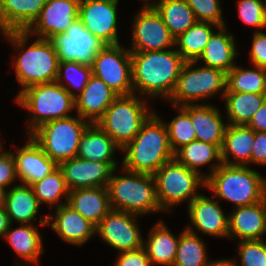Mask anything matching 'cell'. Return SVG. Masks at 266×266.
<instances>
[{"label":"cell","mask_w":266,"mask_h":266,"mask_svg":"<svg viewBox=\"0 0 266 266\" xmlns=\"http://www.w3.org/2000/svg\"><path fill=\"white\" fill-rule=\"evenodd\" d=\"M5 190L0 187V206H4Z\"/></svg>","instance_id":"obj_51"},{"label":"cell","mask_w":266,"mask_h":266,"mask_svg":"<svg viewBox=\"0 0 266 266\" xmlns=\"http://www.w3.org/2000/svg\"><path fill=\"white\" fill-rule=\"evenodd\" d=\"M59 62L73 61L92 66L97 54L107 45L93 35L77 18L64 33L50 39Z\"/></svg>","instance_id":"obj_12"},{"label":"cell","mask_w":266,"mask_h":266,"mask_svg":"<svg viewBox=\"0 0 266 266\" xmlns=\"http://www.w3.org/2000/svg\"><path fill=\"white\" fill-rule=\"evenodd\" d=\"M181 107L190 115L196 140L217 145L221 149L227 124H224L219 109L204 103Z\"/></svg>","instance_id":"obj_23"},{"label":"cell","mask_w":266,"mask_h":266,"mask_svg":"<svg viewBox=\"0 0 266 266\" xmlns=\"http://www.w3.org/2000/svg\"><path fill=\"white\" fill-rule=\"evenodd\" d=\"M117 162L90 161L75 157L59 164L67 188L70 190L107 187Z\"/></svg>","instance_id":"obj_16"},{"label":"cell","mask_w":266,"mask_h":266,"mask_svg":"<svg viewBox=\"0 0 266 266\" xmlns=\"http://www.w3.org/2000/svg\"><path fill=\"white\" fill-rule=\"evenodd\" d=\"M203 174V175H202ZM199 174L179 163L175 158L163 164L154 174L156 197L162 211H169L189 199L188 204L197 196L200 186L206 187L204 173Z\"/></svg>","instance_id":"obj_9"},{"label":"cell","mask_w":266,"mask_h":266,"mask_svg":"<svg viewBox=\"0 0 266 266\" xmlns=\"http://www.w3.org/2000/svg\"><path fill=\"white\" fill-rule=\"evenodd\" d=\"M131 52L167 50L175 47V38L170 34L161 16L153 7H143L133 22Z\"/></svg>","instance_id":"obj_13"},{"label":"cell","mask_w":266,"mask_h":266,"mask_svg":"<svg viewBox=\"0 0 266 266\" xmlns=\"http://www.w3.org/2000/svg\"><path fill=\"white\" fill-rule=\"evenodd\" d=\"M178 114L170 123H166L169 143L175 153L182 146L196 140V133L190 115L181 107H176Z\"/></svg>","instance_id":"obj_40"},{"label":"cell","mask_w":266,"mask_h":266,"mask_svg":"<svg viewBox=\"0 0 266 266\" xmlns=\"http://www.w3.org/2000/svg\"><path fill=\"white\" fill-rule=\"evenodd\" d=\"M92 74L118 96L133 94L131 51L120 44L106 45L96 56Z\"/></svg>","instance_id":"obj_11"},{"label":"cell","mask_w":266,"mask_h":266,"mask_svg":"<svg viewBox=\"0 0 266 266\" xmlns=\"http://www.w3.org/2000/svg\"><path fill=\"white\" fill-rule=\"evenodd\" d=\"M226 124L247 125L266 99V93L225 92Z\"/></svg>","instance_id":"obj_32"},{"label":"cell","mask_w":266,"mask_h":266,"mask_svg":"<svg viewBox=\"0 0 266 266\" xmlns=\"http://www.w3.org/2000/svg\"><path fill=\"white\" fill-rule=\"evenodd\" d=\"M196 61H186L180 71L175 89L170 97L173 107L193 104L221 92H226L227 73L222 70L200 66L195 68ZM194 68H193V67Z\"/></svg>","instance_id":"obj_10"},{"label":"cell","mask_w":266,"mask_h":266,"mask_svg":"<svg viewBox=\"0 0 266 266\" xmlns=\"http://www.w3.org/2000/svg\"><path fill=\"white\" fill-rule=\"evenodd\" d=\"M1 139V138H0ZM2 144H1V140H0V154H2L4 151L2 150Z\"/></svg>","instance_id":"obj_53"},{"label":"cell","mask_w":266,"mask_h":266,"mask_svg":"<svg viewBox=\"0 0 266 266\" xmlns=\"http://www.w3.org/2000/svg\"><path fill=\"white\" fill-rule=\"evenodd\" d=\"M63 70L65 73L64 75H63ZM92 75L93 74L91 66L73 61H64V62H59V67L55 82L60 84L71 95L76 97L77 94L74 93L70 87H74V89L77 88L80 91L79 93H81ZM63 78L68 83L69 87H67V83L64 84L62 82L64 80Z\"/></svg>","instance_id":"obj_39"},{"label":"cell","mask_w":266,"mask_h":266,"mask_svg":"<svg viewBox=\"0 0 266 266\" xmlns=\"http://www.w3.org/2000/svg\"><path fill=\"white\" fill-rule=\"evenodd\" d=\"M115 149L121 148L96 123L90 124L81 136L76 157L102 162L114 160Z\"/></svg>","instance_id":"obj_30"},{"label":"cell","mask_w":266,"mask_h":266,"mask_svg":"<svg viewBox=\"0 0 266 266\" xmlns=\"http://www.w3.org/2000/svg\"><path fill=\"white\" fill-rule=\"evenodd\" d=\"M45 3L46 0H0V32L26 31Z\"/></svg>","instance_id":"obj_25"},{"label":"cell","mask_w":266,"mask_h":266,"mask_svg":"<svg viewBox=\"0 0 266 266\" xmlns=\"http://www.w3.org/2000/svg\"><path fill=\"white\" fill-rule=\"evenodd\" d=\"M4 207L12 221L22 224H31L37 220L40 204L30 185H14L5 192Z\"/></svg>","instance_id":"obj_29"},{"label":"cell","mask_w":266,"mask_h":266,"mask_svg":"<svg viewBox=\"0 0 266 266\" xmlns=\"http://www.w3.org/2000/svg\"><path fill=\"white\" fill-rule=\"evenodd\" d=\"M220 0H185L192 9L197 21L211 22L218 26H225L222 17Z\"/></svg>","instance_id":"obj_42"},{"label":"cell","mask_w":266,"mask_h":266,"mask_svg":"<svg viewBox=\"0 0 266 266\" xmlns=\"http://www.w3.org/2000/svg\"><path fill=\"white\" fill-rule=\"evenodd\" d=\"M136 95L117 96L96 122L121 149L133 140L142 124L153 113L143 99Z\"/></svg>","instance_id":"obj_7"},{"label":"cell","mask_w":266,"mask_h":266,"mask_svg":"<svg viewBox=\"0 0 266 266\" xmlns=\"http://www.w3.org/2000/svg\"><path fill=\"white\" fill-rule=\"evenodd\" d=\"M145 1H147V3L145 5H143L144 7H152L155 3H157V0L151 4H148V0H145ZM158 1H160V0H158Z\"/></svg>","instance_id":"obj_52"},{"label":"cell","mask_w":266,"mask_h":266,"mask_svg":"<svg viewBox=\"0 0 266 266\" xmlns=\"http://www.w3.org/2000/svg\"><path fill=\"white\" fill-rule=\"evenodd\" d=\"M3 36L13 43L16 50L20 49V55L15 56L17 59L13 65L17 82L22 86L21 91L31 85L55 82L59 60L50 40L37 38L29 47H25L30 36L27 31H8Z\"/></svg>","instance_id":"obj_3"},{"label":"cell","mask_w":266,"mask_h":266,"mask_svg":"<svg viewBox=\"0 0 266 266\" xmlns=\"http://www.w3.org/2000/svg\"><path fill=\"white\" fill-rule=\"evenodd\" d=\"M212 27L219 28L211 22L197 21L175 39V45L179 46L176 50L185 61H196L200 57L214 32Z\"/></svg>","instance_id":"obj_35"},{"label":"cell","mask_w":266,"mask_h":266,"mask_svg":"<svg viewBox=\"0 0 266 266\" xmlns=\"http://www.w3.org/2000/svg\"><path fill=\"white\" fill-rule=\"evenodd\" d=\"M123 168L133 172L154 174L174 158L166 123L153 112L140 131L124 148Z\"/></svg>","instance_id":"obj_2"},{"label":"cell","mask_w":266,"mask_h":266,"mask_svg":"<svg viewBox=\"0 0 266 266\" xmlns=\"http://www.w3.org/2000/svg\"><path fill=\"white\" fill-rule=\"evenodd\" d=\"M67 204L95 226H97L112 209L107 187L70 190Z\"/></svg>","instance_id":"obj_24"},{"label":"cell","mask_w":266,"mask_h":266,"mask_svg":"<svg viewBox=\"0 0 266 266\" xmlns=\"http://www.w3.org/2000/svg\"><path fill=\"white\" fill-rule=\"evenodd\" d=\"M241 266H266V242L244 240L238 243Z\"/></svg>","instance_id":"obj_43"},{"label":"cell","mask_w":266,"mask_h":266,"mask_svg":"<svg viewBox=\"0 0 266 266\" xmlns=\"http://www.w3.org/2000/svg\"><path fill=\"white\" fill-rule=\"evenodd\" d=\"M117 96L104 81L92 75L83 91L75 97L76 112L91 124L96 123Z\"/></svg>","instance_id":"obj_22"},{"label":"cell","mask_w":266,"mask_h":266,"mask_svg":"<svg viewBox=\"0 0 266 266\" xmlns=\"http://www.w3.org/2000/svg\"><path fill=\"white\" fill-rule=\"evenodd\" d=\"M247 126L255 132H266V99Z\"/></svg>","instance_id":"obj_48"},{"label":"cell","mask_w":266,"mask_h":266,"mask_svg":"<svg viewBox=\"0 0 266 266\" xmlns=\"http://www.w3.org/2000/svg\"><path fill=\"white\" fill-rule=\"evenodd\" d=\"M119 0H80L79 16L83 25L107 45L119 44L117 4Z\"/></svg>","instance_id":"obj_15"},{"label":"cell","mask_w":266,"mask_h":266,"mask_svg":"<svg viewBox=\"0 0 266 266\" xmlns=\"http://www.w3.org/2000/svg\"><path fill=\"white\" fill-rule=\"evenodd\" d=\"M30 186L39 204L47 203L50 209L53 208L52 204L60 207L68 201L69 189L66 186L63 172L59 166L46 177L32 183ZM63 195L66 200L64 203L60 202Z\"/></svg>","instance_id":"obj_38"},{"label":"cell","mask_w":266,"mask_h":266,"mask_svg":"<svg viewBox=\"0 0 266 266\" xmlns=\"http://www.w3.org/2000/svg\"><path fill=\"white\" fill-rule=\"evenodd\" d=\"M17 178L13 152L4 150L0 154V187L7 191L6 186L11 185Z\"/></svg>","instance_id":"obj_44"},{"label":"cell","mask_w":266,"mask_h":266,"mask_svg":"<svg viewBox=\"0 0 266 266\" xmlns=\"http://www.w3.org/2000/svg\"><path fill=\"white\" fill-rule=\"evenodd\" d=\"M249 58L253 66L266 69V33L259 30L254 33Z\"/></svg>","instance_id":"obj_45"},{"label":"cell","mask_w":266,"mask_h":266,"mask_svg":"<svg viewBox=\"0 0 266 266\" xmlns=\"http://www.w3.org/2000/svg\"><path fill=\"white\" fill-rule=\"evenodd\" d=\"M226 92L266 93V69H246L236 64L227 73Z\"/></svg>","instance_id":"obj_37"},{"label":"cell","mask_w":266,"mask_h":266,"mask_svg":"<svg viewBox=\"0 0 266 266\" xmlns=\"http://www.w3.org/2000/svg\"><path fill=\"white\" fill-rule=\"evenodd\" d=\"M11 222L7 215L6 209L4 206H0V237H4L6 231L10 227Z\"/></svg>","instance_id":"obj_49"},{"label":"cell","mask_w":266,"mask_h":266,"mask_svg":"<svg viewBox=\"0 0 266 266\" xmlns=\"http://www.w3.org/2000/svg\"><path fill=\"white\" fill-rule=\"evenodd\" d=\"M234 207L248 206L266 197V179L247 166L221 164L207 179L206 187Z\"/></svg>","instance_id":"obj_4"},{"label":"cell","mask_w":266,"mask_h":266,"mask_svg":"<svg viewBox=\"0 0 266 266\" xmlns=\"http://www.w3.org/2000/svg\"><path fill=\"white\" fill-rule=\"evenodd\" d=\"M238 14L241 20L257 28H266V1L239 0Z\"/></svg>","instance_id":"obj_41"},{"label":"cell","mask_w":266,"mask_h":266,"mask_svg":"<svg viewBox=\"0 0 266 266\" xmlns=\"http://www.w3.org/2000/svg\"><path fill=\"white\" fill-rule=\"evenodd\" d=\"M254 134L247 125L227 124L221 147L222 164L247 166L251 163ZM233 160L230 161L229 157Z\"/></svg>","instance_id":"obj_27"},{"label":"cell","mask_w":266,"mask_h":266,"mask_svg":"<svg viewBox=\"0 0 266 266\" xmlns=\"http://www.w3.org/2000/svg\"><path fill=\"white\" fill-rule=\"evenodd\" d=\"M77 116L47 122L30 135L45 154L58 165L77 156L81 136L91 124Z\"/></svg>","instance_id":"obj_8"},{"label":"cell","mask_w":266,"mask_h":266,"mask_svg":"<svg viewBox=\"0 0 266 266\" xmlns=\"http://www.w3.org/2000/svg\"><path fill=\"white\" fill-rule=\"evenodd\" d=\"M138 215L113 210L96 226V233L111 247L120 252L138 250L143 247Z\"/></svg>","instance_id":"obj_14"},{"label":"cell","mask_w":266,"mask_h":266,"mask_svg":"<svg viewBox=\"0 0 266 266\" xmlns=\"http://www.w3.org/2000/svg\"><path fill=\"white\" fill-rule=\"evenodd\" d=\"M174 158L188 169L199 174H201L199 170L200 166L215 160L216 163L211 166L210 174L205 175V179L222 164L221 149L217 145L198 140H194L179 148L174 153Z\"/></svg>","instance_id":"obj_31"},{"label":"cell","mask_w":266,"mask_h":266,"mask_svg":"<svg viewBox=\"0 0 266 266\" xmlns=\"http://www.w3.org/2000/svg\"><path fill=\"white\" fill-rule=\"evenodd\" d=\"M205 266H238L236 260L219 259L217 261H208Z\"/></svg>","instance_id":"obj_50"},{"label":"cell","mask_w":266,"mask_h":266,"mask_svg":"<svg viewBox=\"0 0 266 266\" xmlns=\"http://www.w3.org/2000/svg\"><path fill=\"white\" fill-rule=\"evenodd\" d=\"M217 33L213 32L203 53L196 60L203 61L204 66L216 68L228 73L235 65L237 49L235 38L232 34L227 33L225 26H219Z\"/></svg>","instance_id":"obj_26"},{"label":"cell","mask_w":266,"mask_h":266,"mask_svg":"<svg viewBox=\"0 0 266 266\" xmlns=\"http://www.w3.org/2000/svg\"><path fill=\"white\" fill-rule=\"evenodd\" d=\"M185 62L176 49L131 52L134 94L169 100Z\"/></svg>","instance_id":"obj_1"},{"label":"cell","mask_w":266,"mask_h":266,"mask_svg":"<svg viewBox=\"0 0 266 266\" xmlns=\"http://www.w3.org/2000/svg\"><path fill=\"white\" fill-rule=\"evenodd\" d=\"M180 238L171 233L163 221L157 222L149 232L148 239L143 242L151 264L173 266Z\"/></svg>","instance_id":"obj_28"},{"label":"cell","mask_w":266,"mask_h":266,"mask_svg":"<svg viewBox=\"0 0 266 266\" xmlns=\"http://www.w3.org/2000/svg\"><path fill=\"white\" fill-rule=\"evenodd\" d=\"M40 220V225H50L58 233V236L66 242L74 245H82L89 238L96 235V226L85 219L80 213L75 211L67 203L56 208V214L50 215V212ZM54 217V218H53ZM55 219L52 223L50 220Z\"/></svg>","instance_id":"obj_18"},{"label":"cell","mask_w":266,"mask_h":266,"mask_svg":"<svg viewBox=\"0 0 266 266\" xmlns=\"http://www.w3.org/2000/svg\"><path fill=\"white\" fill-rule=\"evenodd\" d=\"M11 227L10 225L4 236L7 242L25 261L38 263L39 256L44 252L38 229L32 224H22L15 229Z\"/></svg>","instance_id":"obj_34"},{"label":"cell","mask_w":266,"mask_h":266,"mask_svg":"<svg viewBox=\"0 0 266 266\" xmlns=\"http://www.w3.org/2000/svg\"><path fill=\"white\" fill-rule=\"evenodd\" d=\"M266 233V197L255 204L235 207L228 218V237L260 240ZM234 235V236H233Z\"/></svg>","instance_id":"obj_19"},{"label":"cell","mask_w":266,"mask_h":266,"mask_svg":"<svg viewBox=\"0 0 266 266\" xmlns=\"http://www.w3.org/2000/svg\"><path fill=\"white\" fill-rule=\"evenodd\" d=\"M107 186L110 206L113 210L124 211L138 216L162 211L156 197L155 180L152 174L126 170L125 176L114 175Z\"/></svg>","instance_id":"obj_5"},{"label":"cell","mask_w":266,"mask_h":266,"mask_svg":"<svg viewBox=\"0 0 266 266\" xmlns=\"http://www.w3.org/2000/svg\"><path fill=\"white\" fill-rule=\"evenodd\" d=\"M28 140L27 144L16 150V155L13 153L17 177L25 185L43 179L59 166L45 154L31 136Z\"/></svg>","instance_id":"obj_21"},{"label":"cell","mask_w":266,"mask_h":266,"mask_svg":"<svg viewBox=\"0 0 266 266\" xmlns=\"http://www.w3.org/2000/svg\"><path fill=\"white\" fill-rule=\"evenodd\" d=\"M79 2L80 0H46L39 16L26 31L46 40L64 33L79 16Z\"/></svg>","instance_id":"obj_17"},{"label":"cell","mask_w":266,"mask_h":266,"mask_svg":"<svg viewBox=\"0 0 266 266\" xmlns=\"http://www.w3.org/2000/svg\"><path fill=\"white\" fill-rule=\"evenodd\" d=\"M251 162L266 165V132H255Z\"/></svg>","instance_id":"obj_47"},{"label":"cell","mask_w":266,"mask_h":266,"mask_svg":"<svg viewBox=\"0 0 266 266\" xmlns=\"http://www.w3.org/2000/svg\"><path fill=\"white\" fill-rule=\"evenodd\" d=\"M16 102L30 112V135L47 122L70 117L75 108V97L57 82L31 85L19 92Z\"/></svg>","instance_id":"obj_6"},{"label":"cell","mask_w":266,"mask_h":266,"mask_svg":"<svg viewBox=\"0 0 266 266\" xmlns=\"http://www.w3.org/2000/svg\"><path fill=\"white\" fill-rule=\"evenodd\" d=\"M152 7L161 16L175 39L197 22L195 14L185 0H160Z\"/></svg>","instance_id":"obj_33"},{"label":"cell","mask_w":266,"mask_h":266,"mask_svg":"<svg viewBox=\"0 0 266 266\" xmlns=\"http://www.w3.org/2000/svg\"><path fill=\"white\" fill-rule=\"evenodd\" d=\"M191 224L202 234L228 237V218L219 201L200 194L188 204Z\"/></svg>","instance_id":"obj_20"},{"label":"cell","mask_w":266,"mask_h":266,"mask_svg":"<svg viewBox=\"0 0 266 266\" xmlns=\"http://www.w3.org/2000/svg\"><path fill=\"white\" fill-rule=\"evenodd\" d=\"M206 246L193 227L180 232L177 253L173 266H205L208 257Z\"/></svg>","instance_id":"obj_36"},{"label":"cell","mask_w":266,"mask_h":266,"mask_svg":"<svg viewBox=\"0 0 266 266\" xmlns=\"http://www.w3.org/2000/svg\"><path fill=\"white\" fill-rule=\"evenodd\" d=\"M116 260L114 266H152L144 247L138 250L120 252Z\"/></svg>","instance_id":"obj_46"}]
</instances>
